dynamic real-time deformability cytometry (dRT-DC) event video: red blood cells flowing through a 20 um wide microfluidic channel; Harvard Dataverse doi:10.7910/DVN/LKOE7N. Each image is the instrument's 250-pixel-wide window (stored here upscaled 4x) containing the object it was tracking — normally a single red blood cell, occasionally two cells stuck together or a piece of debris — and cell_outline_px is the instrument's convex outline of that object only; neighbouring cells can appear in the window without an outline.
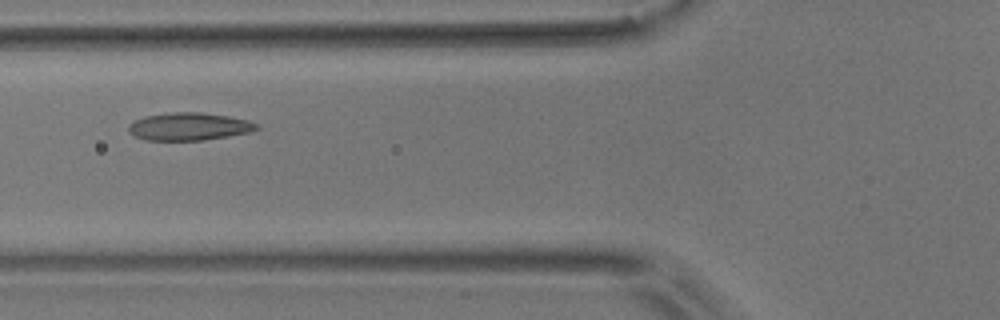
{"species": "common noctule bat (a hibernating species)", "species_latin": "Nyctalus noctula", "temperature_condition": "room temperature", "stored_images_in_passage": 5, "camera_frame_rate_fps": 3000, "um_per_image_px": 0.085, "animal": {"sex": "male", "body_mass_g": 17.9}, "frame": {"image": 1, "passage_image": 5, "time_ms": 4.667, "image_size_px": [1000, 320], "cell_outline_px": [[260, 128], [248, 132], [228, 136], [204, 140], [144, 140], [128, 132], [128, 124], [144, 116], [172, 112], [200, 112], [228, 116], [248, 120], [256, 124]], "centroid_in_image_um": [16.04, 10.75], "position_along_channel_um": 109.8, "area_um2": 20.58}}